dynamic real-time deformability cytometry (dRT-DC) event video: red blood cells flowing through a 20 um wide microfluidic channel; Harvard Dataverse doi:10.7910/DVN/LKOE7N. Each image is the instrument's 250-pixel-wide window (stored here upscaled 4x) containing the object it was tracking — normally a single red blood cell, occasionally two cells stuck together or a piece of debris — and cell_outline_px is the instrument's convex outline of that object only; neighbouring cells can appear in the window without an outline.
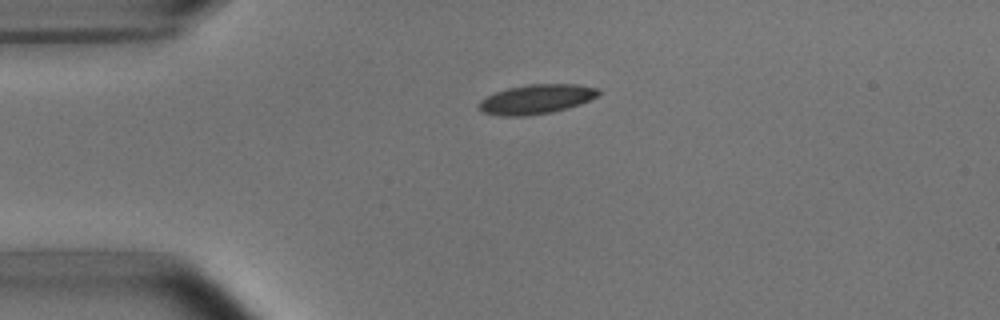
{"species": "common noctule bat (a hibernating species)", "species_latin": "Nyctalus noctula", "temperature_condition": "room temperature", "stored_images_in_passage": 6, "camera_frame_rate_fps": 3000, "um_per_image_px": 0.085, "animal": {"sex": "male", "body_mass_g": 15.6}, "frame": {"image": 1, "passage_image": 6, "time_ms": 6.0, "image_size_px": [1000, 320], "cell_outline_px": [[600, 92], [596, 96], [580, 104], [568, 108], [552, 112], [524, 116], [500, 116], [484, 112], [480, 108], [480, 100], [496, 92], [508, 88], [528, 84], [576, 84], [600, 88]], "centroid_in_image_um": [45.62, 8.42], "position_along_channel_um": 39.4, "area_um2": 20.35}}